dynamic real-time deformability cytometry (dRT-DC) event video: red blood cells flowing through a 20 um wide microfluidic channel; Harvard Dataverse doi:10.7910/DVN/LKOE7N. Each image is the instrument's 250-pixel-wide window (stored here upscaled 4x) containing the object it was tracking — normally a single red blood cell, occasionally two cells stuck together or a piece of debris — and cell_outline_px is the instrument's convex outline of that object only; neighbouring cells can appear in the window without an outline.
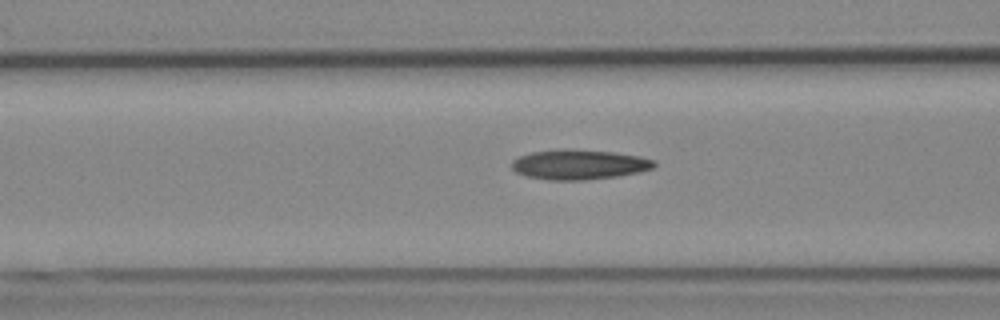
{"species": "Egyptian fruit bat (a non-hibernating species)", "species_latin": "Rousettus aegyptiacus", "temperature_condition": "cold", "stored_images_in_passage": 30, "camera_frame_rate_fps": 3000, "um_per_image_px": 0.085, "animal": {"sex": "female"}, "frame": {"image": 1, "passage_image": 18, "time_ms": 5.667, "image_size_px": [1000, 320], "cell_outline_px": [[656, 164], [652, 168], [640, 172], [620, 176], [584, 180], [548, 180], [528, 176], [516, 172], [512, 168], [512, 160], [520, 156], [532, 152], [560, 148], [572, 148], [612, 152], [640, 156], [656, 160]], "centroid_in_image_um": [49.24, 13.97], "position_along_channel_um": 117.4, "area_um2": 25.09}}
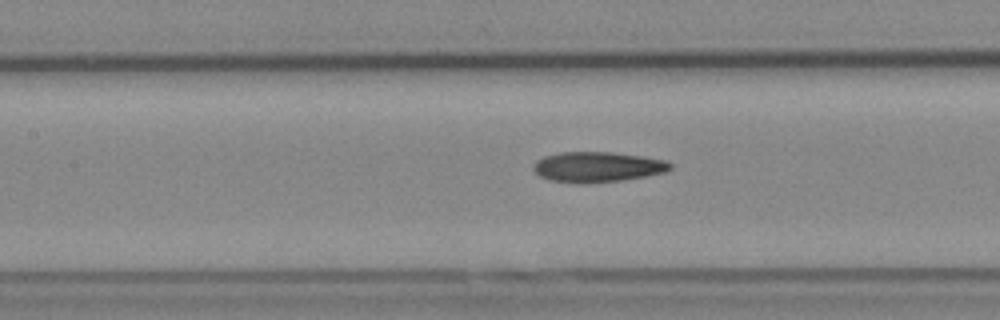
{"frame": {"image": 2, "passage_image": 21, "time_ms": 6.667, "image_size_px": [1000, 320], "cell_outline_px": [[672, 168], [668, 172], [648, 176], [624, 180], [584, 184], [580, 184], [548, 180], [540, 176], [532, 168], [532, 164], [536, 160], [544, 156], [560, 152], [612, 152], [644, 156], [668, 160], [672, 164]], "centroid_in_image_um": [50.82, 14.19], "position_along_channel_um": 156.6, "area_um2": 24.74}}